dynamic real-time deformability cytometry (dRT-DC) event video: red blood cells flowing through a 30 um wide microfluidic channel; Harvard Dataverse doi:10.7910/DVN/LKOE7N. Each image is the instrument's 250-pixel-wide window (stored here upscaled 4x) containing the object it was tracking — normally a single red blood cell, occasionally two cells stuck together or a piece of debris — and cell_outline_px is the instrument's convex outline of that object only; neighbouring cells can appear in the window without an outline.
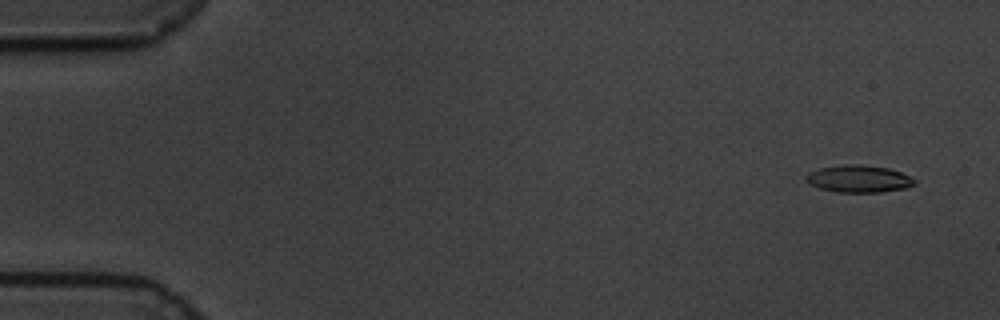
{"species": "common noctule bat (a hibernating species)", "species_latin": "Nyctalus noctula", "temperature_condition": "cold", "stored_images_in_passage": 60, "camera_frame_rate_fps": 3000, "um_per_image_px": 0.085, "animal": {"sex": "male", "body_mass_g": 19.5, "forearm_length_mm": 54.6}, "frame": {"image": 1, "passage_image": 4, "time_ms": 1.0, "image_size_px": [1000, 320], "cell_outline_px": [[916, 184], [904, 188], [880, 192], [836, 192], [820, 188], [812, 184], [804, 176], [808, 172], [820, 168], [844, 164], [860, 164], [888, 168], [900, 172], [916, 180]], "centroid_in_image_um": [72.99, 15.19], "position_along_channel_um": 12.0, "area_um2": 17.05}}
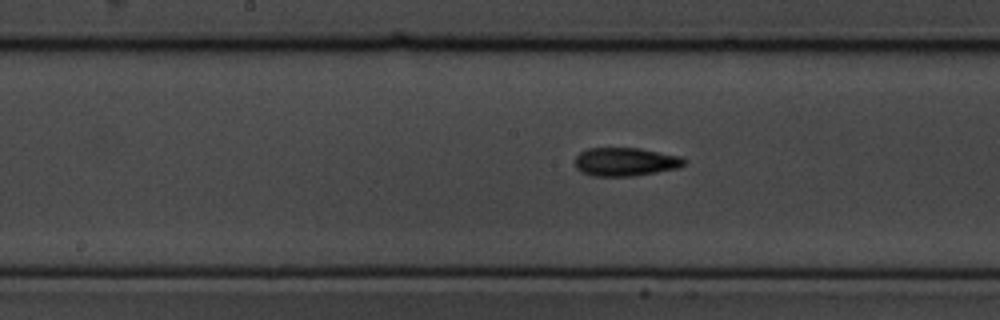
{"frame": {"image": 2, "passage_image": 31, "time_ms": 10.0, "image_size_px": [1000, 320], "cell_outline_px": [[688, 160], [680, 168], [632, 176], [592, 176], [580, 172], [576, 168], [576, 156], [580, 152], [588, 148], [640, 148], [680, 156]], "centroid_in_image_um": [53.17, 13.75], "position_along_channel_um": 195.0, "area_um2": 18.21}}
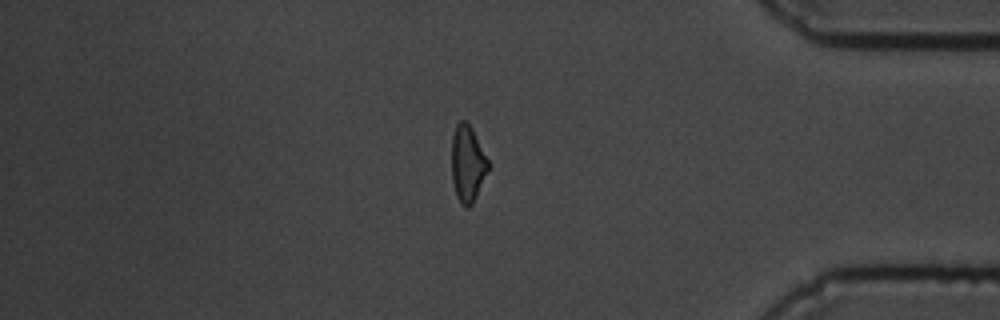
{"frame": {"image": 3, "passage_image": 51, "time_ms": 16.667, "image_size_px": [1000, 320], "cell_outline_px": [[492, 164], [472, 204], [468, 208], [464, 208], [460, 204], [456, 196], [452, 180], [452, 136], [456, 124], [460, 120], [464, 120], [472, 128]], "centroid_in_image_um": [39.77, 13.92], "position_along_channel_um": 395.4, "area_um2": 16.7}, "authors_computed_cell_mechanics": {"area_um2": 17.34, "velocity_mm_per_s": 3.4042, "shape_relaxation_time_tau1_ms": 4.5774, "shape_relaxation_time_tau2_ms": 4.7988, "deformation_change_tau1": 0.1382, "deformation_change_tau2": 0.1298}}